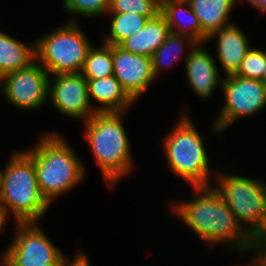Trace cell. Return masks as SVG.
I'll list each match as a JSON object with an SVG mask.
<instances>
[{
  "mask_svg": "<svg viewBox=\"0 0 266 266\" xmlns=\"http://www.w3.org/2000/svg\"><path fill=\"white\" fill-rule=\"evenodd\" d=\"M214 40L216 42L214 57L221 64L220 67L225 74L224 77L236 75L241 68L246 53L252 47L247 35L238 24L233 23L212 33L207 42Z\"/></svg>",
  "mask_w": 266,
  "mask_h": 266,
  "instance_id": "obj_14",
  "label": "cell"
},
{
  "mask_svg": "<svg viewBox=\"0 0 266 266\" xmlns=\"http://www.w3.org/2000/svg\"><path fill=\"white\" fill-rule=\"evenodd\" d=\"M3 266H11V265L7 261H5Z\"/></svg>",
  "mask_w": 266,
  "mask_h": 266,
  "instance_id": "obj_34",
  "label": "cell"
},
{
  "mask_svg": "<svg viewBox=\"0 0 266 266\" xmlns=\"http://www.w3.org/2000/svg\"><path fill=\"white\" fill-rule=\"evenodd\" d=\"M81 73L87 80H96L113 75L112 45L105 43L99 47L93 45L88 51Z\"/></svg>",
  "mask_w": 266,
  "mask_h": 266,
  "instance_id": "obj_22",
  "label": "cell"
},
{
  "mask_svg": "<svg viewBox=\"0 0 266 266\" xmlns=\"http://www.w3.org/2000/svg\"><path fill=\"white\" fill-rule=\"evenodd\" d=\"M263 82L266 84V66H265L264 75H263Z\"/></svg>",
  "mask_w": 266,
  "mask_h": 266,
  "instance_id": "obj_33",
  "label": "cell"
},
{
  "mask_svg": "<svg viewBox=\"0 0 266 266\" xmlns=\"http://www.w3.org/2000/svg\"><path fill=\"white\" fill-rule=\"evenodd\" d=\"M1 172L0 213L7 224L39 223L51 206L42 196L34 161L25 150H14Z\"/></svg>",
  "mask_w": 266,
  "mask_h": 266,
  "instance_id": "obj_4",
  "label": "cell"
},
{
  "mask_svg": "<svg viewBox=\"0 0 266 266\" xmlns=\"http://www.w3.org/2000/svg\"><path fill=\"white\" fill-rule=\"evenodd\" d=\"M93 46L79 22L61 24L35 40L36 60L50 76L59 73H79Z\"/></svg>",
  "mask_w": 266,
  "mask_h": 266,
  "instance_id": "obj_6",
  "label": "cell"
},
{
  "mask_svg": "<svg viewBox=\"0 0 266 266\" xmlns=\"http://www.w3.org/2000/svg\"><path fill=\"white\" fill-rule=\"evenodd\" d=\"M191 188L194 190L192 199L171 202V211L176 218L209 248L224 245L229 251L240 253L242 258L249 255L252 236L238 222L215 188Z\"/></svg>",
  "mask_w": 266,
  "mask_h": 266,
  "instance_id": "obj_1",
  "label": "cell"
},
{
  "mask_svg": "<svg viewBox=\"0 0 266 266\" xmlns=\"http://www.w3.org/2000/svg\"><path fill=\"white\" fill-rule=\"evenodd\" d=\"M110 17L109 34H104L102 42L108 45H119L123 40L141 30L149 20L138 13H107Z\"/></svg>",
  "mask_w": 266,
  "mask_h": 266,
  "instance_id": "obj_21",
  "label": "cell"
},
{
  "mask_svg": "<svg viewBox=\"0 0 266 266\" xmlns=\"http://www.w3.org/2000/svg\"><path fill=\"white\" fill-rule=\"evenodd\" d=\"M36 60L35 39L24 43L0 31V76L29 66Z\"/></svg>",
  "mask_w": 266,
  "mask_h": 266,
  "instance_id": "obj_19",
  "label": "cell"
},
{
  "mask_svg": "<svg viewBox=\"0 0 266 266\" xmlns=\"http://www.w3.org/2000/svg\"><path fill=\"white\" fill-rule=\"evenodd\" d=\"M247 264H243L245 266H259L253 259L250 258V261L249 262H246ZM242 264L240 263V266Z\"/></svg>",
  "mask_w": 266,
  "mask_h": 266,
  "instance_id": "obj_31",
  "label": "cell"
},
{
  "mask_svg": "<svg viewBox=\"0 0 266 266\" xmlns=\"http://www.w3.org/2000/svg\"><path fill=\"white\" fill-rule=\"evenodd\" d=\"M70 259L63 254L61 266H91L88 255L82 251H77L76 256L71 261Z\"/></svg>",
  "mask_w": 266,
  "mask_h": 266,
  "instance_id": "obj_27",
  "label": "cell"
},
{
  "mask_svg": "<svg viewBox=\"0 0 266 266\" xmlns=\"http://www.w3.org/2000/svg\"><path fill=\"white\" fill-rule=\"evenodd\" d=\"M49 101L56 112L69 119L85 122L96 113L89 99L87 79L81 72L50 76Z\"/></svg>",
  "mask_w": 266,
  "mask_h": 266,
  "instance_id": "obj_11",
  "label": "cell"
},
{
  "mask_svg": "<svg viewBox=\"0 0 266 266\" xmlns=\"http://www.w3.org/2000/svg\"><path fill=\"white\" fill-rule=\"evenodd\" d=\"M25 151L34 161L40 192L50 205L84 182L87 165L62 134L45 132Z\"/></svg>",
  "mask_w": 266,
  "mask_h": 266,
  "instance_id": "obj_3",
  "label": "cell"
},
{
  "mask_svg": "<svg viewBox=\"0 0 266 266\" xmlns=\"http://www.w3.org/2000/svg\"><path fill=\"white\" fill-rule=\"evenodd\" d=\"M183 112L171 131L160 140L164 159L171 172L190 186H212L218 169L211 166L203 135L197 131L189 114Z\"/></svg>",
  "mask_w": 266,
  "mask_h": 266,
  "instance_id": "obj_5",
  "label": "cell"
},
{
  "mask_svg": "<svg viewBox=\"0 0 266 266\" xmlns=\"http://www.w3.org/2000/svg\"><path fill=\"white\" fill-rule=\"evenodd\" d=\"M206 43L197 44L189 53L184 63L185 77L191 90L206 101L211 98L215 89L222 86L223 75L215 57L205 49ZM219 86V87H218Z\"/></svg>",
  "mask_w": 266,
  "mask_h": 266,
  "instance_id": "obj_13",
  "label": "cell"
},
{
  "mask_svg": "<svg viewBox=\"0 0 266 266\" xmlns=\"http://www.w3.org/2000/svg\"><path fill=\"white\" fill-rule=\"evenodd\" d=\"M126 113L97 112L83 123L84 139L110 189L134 171L132 144L123 120Z\"/></svg>",
  "mask_w": 266,
  "mask_h": 266,
  "instance_id": "obj_2",
  "label": "cell"
},
{
  "mask_svg": "<svg viewBox=\"0 0 266 266\" xmlns=\"http://www.w3.org/2000/svg\"><path fill=\"white\" fill-rule=\"evenodd\" d=\"M15 237L4 250L11 266H61L63 253L39 223L15 224Z\"/></svg>",
  "mask_w": 266,
  "mask_h": 266,
  "instance_id": "obj_9",
  "label": "cell"
},
{
  "mask_svg": "<svg viewBox=\"0 0 266 266\" xmlns=\"http://www.w3.org/2000/svg\"><path fill=\"white\" fill-rule=\"evenodd\" d=\"M160 10L161 2L158 0H110L108 13H138L152 19Z\"/></svg>",
  "mask_w": 266,
  "mask_h": 266,
  "instance_id": "obj_24",
  "label": "cell"
},
{
  "mask_svg": "<svg viewBox=\"0 0 266 266\" xmlns=\"http://www.w3.org/2000/svg\"><path fill=\"white\" fill-rule=\"evenodd\" d=\"M109 2L110 0H62V8L70 16L68 22H78L80 15L86 18L106 16Z\"/></svg>",
  "mask_w": 266,
  "mask_h": 266,
  "instance_id": "obj_23",
  "label": "cell"
},
{
  "mask_svg": "<svg viewBox=\"0 0 266 266\" xmlns=\"http://www.w3.org/2000/svg\"><path fill=\"white\" fill-rule=\"evenodd\" d=\"M251 249L252 259L259 266H266V237H252ZM253 251V252H252Z\"/></svg>",
  "mask_w": 266,
  "mask_h": 266,
  "instance_id": "obj_26",
  "label": "cell"
},
{
  "mask_svg": "<svg viewBox=\"0 0 266 266\" xmlns=\"http://www.w3.org/2000/svg\"><path fill=\"white\" fill-rule=\"evenodd\" d=\"M252 237H266V197H265V214L261 227L252 235Z\"/></svg>",
  "mask_w": 266,
  "mask_h": 266,
  "instance_id": "obj_29",
  "label": "cell"
},
{
  "mask_svg": "<svg viewBox=\"0 0 266 266\" xmlns=\"http://www.w3.org/2000/svg\"><path fill=\"white\" fill-rule=\"evenodd\" d=\"M47 70L35 60L29 66L2 77L1 92L8 103L20 110H38L49 100Z\"/></svg>",
  "mask_w": 266,
  "mask_h": 266,
  "instance_id": "obj_10",
  "label": "cell"
},
{
  "mask_svg": "<svg viewBox=\"0 0 266 266\" xmlns=\"http://www.w3.org/2000/svg\"><path fill=\"white\" fill-rule=\"evenodd\" d=\"M160 13L165 17L172 33L190 37L197 44L207 43L208 36L202 31L187 0H164L161 2Z\"/></svg>",
  "mask_w": 266,
  "mask_h": 266,
  "instance_id": "obj_16",
  "label": "cell"
},
{
  "mask_svg": "<svg viewBox=\"0 0 266 266\" xmlns=\"http://www.w3.org/2000/svg\"><path fill=\"white\" fill-rule=\"evenodd\" d=\"M87 83L91 106L96 113L128 111L135 104L114 75L87 80Z\"/></svg>",
  "mask_w": 266,
  "mask_h": 266,
  "instance_id": "obj_15",
  "label": "cell"
},
{
  "mask_svg": "<svg viewBox=\"0 0 266 266\" xmlns=\"http://www.w3.org/2000/svg\"><path fill=\"white\" fill-rule=\"evenodd\" d=\"M5 225H6V223L3 220L1 213H0V233L4 231V228H6Z\"/></svg>",
  "mask_w": 266,
  "mask_h": 266,
  "instance_id": "obj_30",
  "label": "cell"
},
{
  "mask_svg": "<svg viewBox=\"0 0 266 266\" xmlns=\"http://www.w3.org/2000/svg\"><path fill=\"white\" fill-rule=\"evenodd\" d=\"M112 56L113 75L137 103L149 85L156 80L151 57L133 54L119 45H112Z\"/></svg>",
  "mask_w": 266,
  "mask_h": 266,
  "instance_id": "obj_12",
  "label": "cell"
},
{
  "mask_svg": "<svg viewBox=\"0 0 266 266\" xmlns=\"http://www.w3.org/2000/svg\"><path fill=\"white\" fill-rule=\"evenodd\" d=\"M266 66V49L251 47L242 61L237 76L260 80L263 82V75Z\"/></svg>",
  "mask_w": 266,
  "mask_h": 266,
  "instance_id": "obj_25",
  "label": "cell"
},
{
  "mask_svg": "<svg viewBox=\"0 0 266 266\" xmlns=\"http://www.w3.org/2000/svg\"><path fill=\"white\" fill-rule=\"evenodd\" d=\"M240 1H242V0H240ZM243 1H245V0H243ZM246 1L258 9V15H260V14L265 15V13H266V0H246Z\"/></svg>",
  "mask_w": 266,
  "mask_h": 266,
  "instance_id": "obj_28",
  "label": "cell"
},
{
  "mask_svg": "<svg viewBox=\"0 0 266 266\" xmlns=\"http://www.w3.org/2000/svg\"><path fill=\"white\" fill-rule=\"evenodd\" d=\"M5 261H6V258H5L4 252H3L2 257L0 259V266H3Z\"/></svg>",
  "mask_w": 266,
  "mask_h": 266,
  "instance_id": "obj_32",
  "label": "cell"
},
{
  "mask_svg": "<svg viewBox=\"0 0 266 266\" xmlns=\"http://www.w3.org/2000/svg\"><path fill=\"white\" fill-rule=\"evenodd\" d=\"M196 45L197 43L190 37L171 32L151 57L155 77L157 78L165 68L172 67L182 57L185 63L189 53Z\"/></svg>",
  "mask_w": 266,
  "mask_h": 266,
  "instance_id": "obj_20",
  "label": "cell"
},
{
  "mask_svg": "<svg viewBox=\"0 0 266 266\" xmlns=\"http://www.w3.org/2000/svg\"><path fill=\"white\" fill-rule=\"evenodd\" d=\"M1 85H2V77L0 76V88H1Z\"/></svg>",
  "mask_w": 266,
  "mask_h": 266,
  "instance_id": "obj_35",
  "label": "cell"
},
{
  "mask_svg": "<svg viewBox=\"0 0 266 266\" xmlns=\"http://www.w3.org/2000/svg\"><path fill=\"white\" fill-rule=\"evenodd\" d=\"M170 33L165 17L159 13L149 19L141 30L123 40L119 46L133 54L152 57Z\"/></svg>",
  "mask_w": 266,
  "mask_h": 266,
  "instance_id": "obj_17",
  "label": "cell"
},
{
  "mask_svg": "<svg viewBox=\"0 0 266 266\" xmlns=\"http://www.w3.org/2000/svg\"><path fill=\"white\" fill-rule=\"evenodd\" d=\"M221 90L224 101L211 125L213 135L224 133L235 121L255 116L266 107V84L260 80L226 76L223 77Z\"/></svg>",
  "mask_w": 266,
  "mask_h": 266,
  "instance_id": "obj_8",
  "label": "cell"
},
{
  "mask_svg": "<svg viewBox=\"0 0 266 266\" xmlns=\"http://www.w3.org/2000/svg\"><path fill=\"white\" fill-rule=\"evenodd\" d=\"M197 16L202 31L209 37L212 33L227 27L234 5L239 0H187Z\"/></svg>",
  "mask_w": 266,
  "mask_h": 266,
  "instance_id": "obj_18",
  "label": "cell"
},
{
  "mask_svg": "<svg viewBox=\"0 0 266 266\" xmlns=\"http://www.w3.org/2000/svg\"><path fill=\"white\" fill-rule=\"evenodd\" d=\"M234 174L221 172L220 169L212 186L242 227L252 236L261 227L264 218L266 183L261 178Z\"/></svg>",
  "mask_w": 266,
  "mask_h": 266,
  "instance_id": "obj_7",
  "label": "cell"
}]
</instances>
